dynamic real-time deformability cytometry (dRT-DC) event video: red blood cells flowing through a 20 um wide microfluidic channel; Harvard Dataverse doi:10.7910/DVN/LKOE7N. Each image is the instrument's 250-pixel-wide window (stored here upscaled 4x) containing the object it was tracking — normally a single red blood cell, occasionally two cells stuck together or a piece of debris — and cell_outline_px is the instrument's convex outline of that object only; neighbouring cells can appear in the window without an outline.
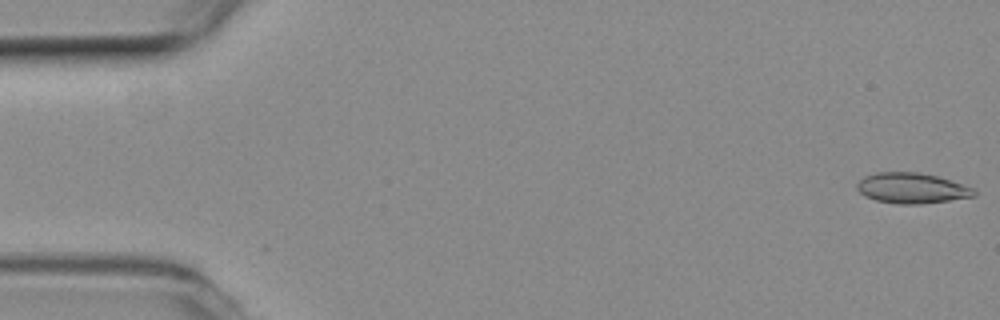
{"species": "common noctule bat (a hibernating species)", "species_latin": "Nyctalus noctula", "temperature_condition": "room temperature", "stored_images_in_passage": 55, "camera_frame_rate_fps": 3000, "um_per_image_px": 0.085, "animal": {"sex": "female", "body_mass_g": 19.3, "forearm_length_mm": 54.1}, "frame": {"image": 1, "passage_image": 1, "time_ms": 0.0, "image_size_px": [1000, 320], "cell_outline_px": [[976, 196], [920, 204], [900, 204], [876, 200], [864, 196], [856, 188], [856, 184], [864, 176], [876, 172], [920, 172], [936, 176], [972, 188], [976, 192]], "centroid_in_image_um": [77.45, 15.99], "position_along_channel_um": 7.6, "area_um2": 20.58}}
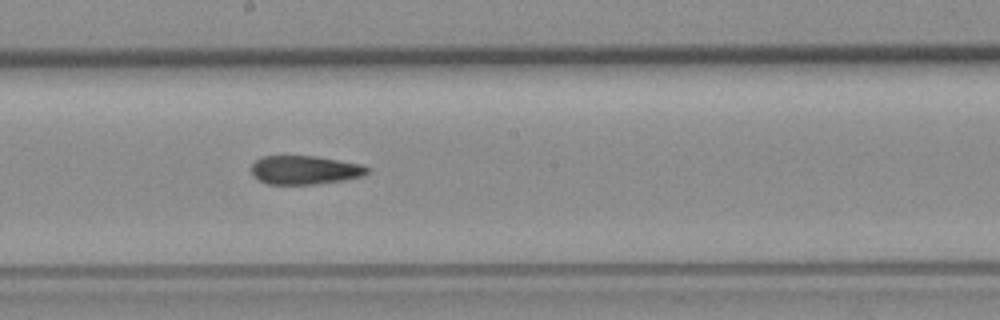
{"frame": {"image": 2, "passage_image": 29, "time_ms": 9.333, "image_size_px": [1000, 320], "cell_outline_px": [[372, 168], [364, 176], [344, 180], [316, 184], [268, 184], [252, 176], [252, 164], [256, 160], [264, 156], [316, 156], [364, 164]], "centroid_in_image_um": [25.97, 14.45], "position_along_channel_um": 222.2, "area_um2": 19.59}}
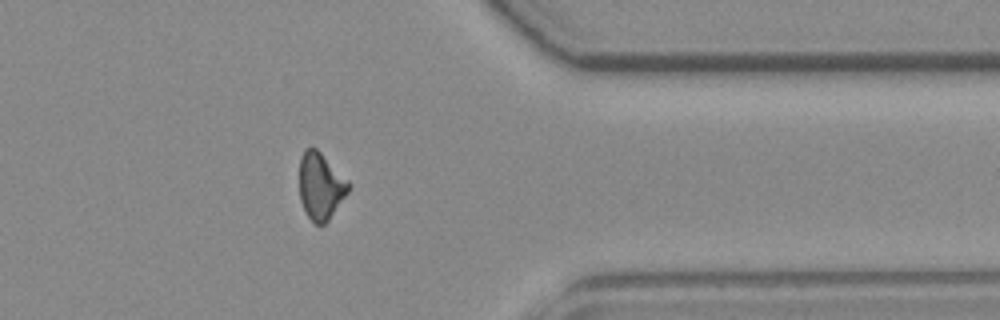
{"frame": {"image": 3, "passage_image": 43, "time_ms": 14.0, "image_size_px": [1000, 320], "cell_outline_px": [[352, 184], [348, 192], [328, 220], [324, 224], [316, 224], [308, 216], [300, 200], [300, 156], [304, 148], [316, 148]], "centroid_in_image_um": [27.25, 15.8], "position_along_channel_um": 384.1, "area_um2": 18.9}, "authors_computed_cell_mechanics": {"area_um2": 20.0566, "velocity_mm_per_s": 3.8069, "shape_relaxation_time_tau1_ms": null, "shape_relaxation_time_tau2_ms": 4.2585, "deformation_change_tau1": null, "deformation_change_tau2": 0.1025}}